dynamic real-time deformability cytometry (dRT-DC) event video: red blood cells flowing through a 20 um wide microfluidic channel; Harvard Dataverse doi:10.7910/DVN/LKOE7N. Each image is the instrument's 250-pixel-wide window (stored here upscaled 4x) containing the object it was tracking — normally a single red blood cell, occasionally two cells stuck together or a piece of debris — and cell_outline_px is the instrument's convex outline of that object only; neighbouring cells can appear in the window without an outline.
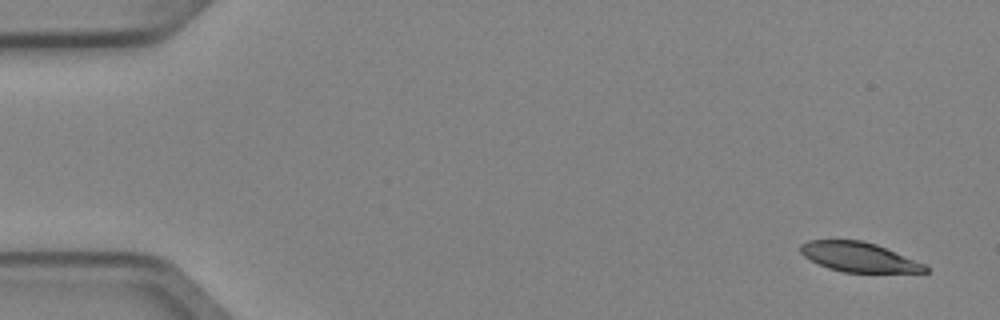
{"species": "Egyptian fruit bat (a non-hibernating species)", "species_latin": "Rousettus aegyptiacus", "temperature_condition": "cold", "stored_images_in_passage": 4, "camera_frame_rate_fps": 3000, "um_per_image_px": 0.085, "animal": {"sex": "female"}, "frame": {"image": 1, "passage_image": 1, "time_ms": 0.0, "image_size_px": [1000, 320], "cell_outline_px": [[928, 272], [844, 272], [828, 268], [804, 256], [800, 252], [800, 244], [808, 240], [864, 240], [876, 244], [924, 264], [928, 268]], "centroid_in_image_um": [72.97, 21.84], "position_along_channel_um": 12.0, "area_um2": 21.21}}
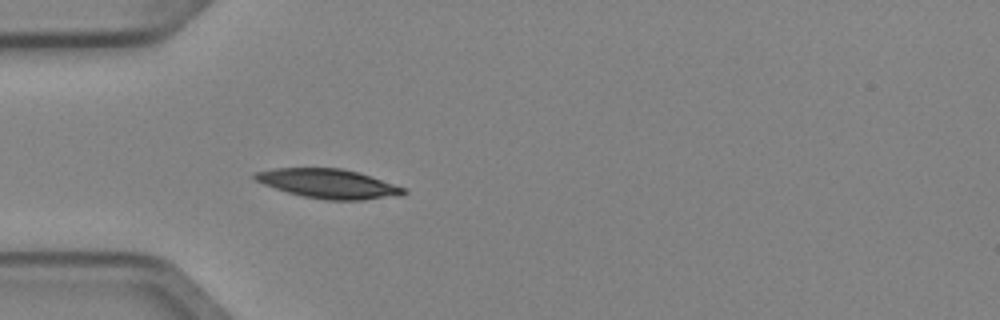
{"frame": {"image": 2, "passage_image": 4, "time_ms": 1.0, "image_size_px": [1000, 320], "cell_outline_px": [[408, 192], [404, 196], [360, 200], [324, 200], [304, 196], [288, 192], [264, 184], [256, 180], [252, 176], [256, 172], [276, 168], [340, 168], [356, 172], [404, 188]], "centroid_in_image_um": [27.93, 15.62], "position_along_channel_um": 57.1, "area_um2": 25.03}}